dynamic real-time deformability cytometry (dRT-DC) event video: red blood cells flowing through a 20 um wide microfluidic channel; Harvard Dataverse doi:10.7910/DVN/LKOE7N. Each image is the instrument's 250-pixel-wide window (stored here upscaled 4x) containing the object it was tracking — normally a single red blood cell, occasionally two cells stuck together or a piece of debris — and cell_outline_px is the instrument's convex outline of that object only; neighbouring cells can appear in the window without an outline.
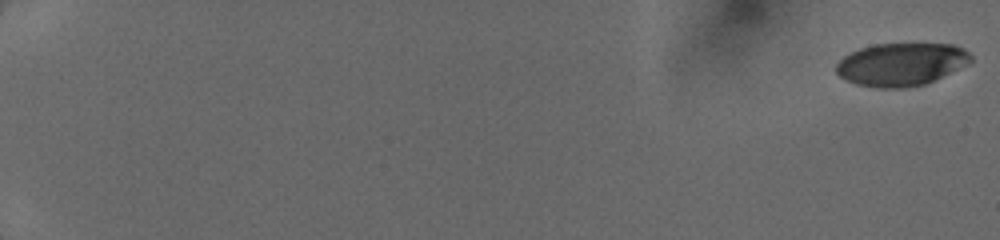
{"species": "human", "species_latin": "Homo sapiens", "temperature_condition": "cold", "stored_images_in_passage": 24, "camera_frame_rate_fps": 3000, "um_per_image_px": 0.085, "donor": {"sex": "female"}, "frame": {"image": 1, "passage_image": 1, "time_ms": 0.0, "image_size_px": [1000, 240], "cell_outline_px": [[972, 60], [924, 84], [904, 88], [876, 88], [856, 84], [840, 76], [836, 72], [836, 64], [844, 56], [860, 48], [876, 44], [952, 44], [964, 48], [972, 56]], "centroid_in_image_um": [76.55, 5.46], "position_along_channel_um": 8.4, "area_um2": 33.06}}
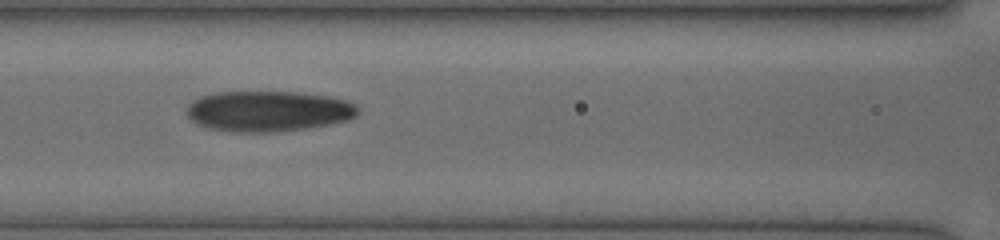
{"frame": {"image": 2, "passage_image": 18, "time_ms": 8.667, "image_size_px": [1000, 240], "cell_outline_px": [[356, 116], [348, 120], [328, 124], [304, 128], [268, 132], [232, 132], [208, 128], [196, 124], [184, 112], [184, 108], [192, 100], [200, 96], [216, 92], [300, 92], [328, 96], [344, 100], [356, 104]], "centroid_in_image_um": [22.72, 9.44], "position_along_channel_um": 143.9, "area_um2": 40.58}}
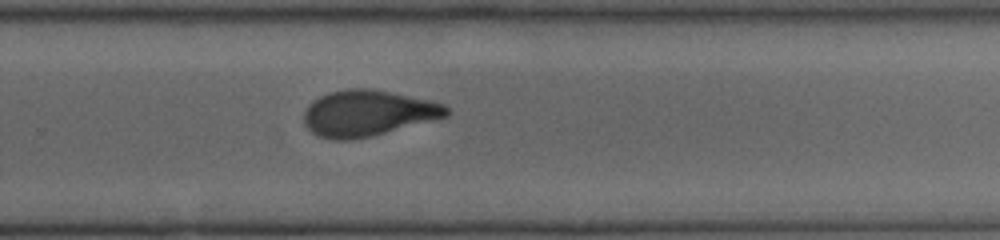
{"frame": {"image": 3, "passage_image": 24, "time_ms": 12.333, "image_size_px": [1000, 240], "cell_outline_px": [[452, 112], [448, 116], [372, 136], [352, 140], [332, 140], [320, 136], [312, 132], [304, 124], [304, 112], [308, 104], [320, 96], [328, 92], [348, 88], [372, 88], [432, 100], [444, 104]], "centroid_in_image_um": [31.27, 9.61], "position_along_channel_um": 298.5, "area_um2": 38.44}}